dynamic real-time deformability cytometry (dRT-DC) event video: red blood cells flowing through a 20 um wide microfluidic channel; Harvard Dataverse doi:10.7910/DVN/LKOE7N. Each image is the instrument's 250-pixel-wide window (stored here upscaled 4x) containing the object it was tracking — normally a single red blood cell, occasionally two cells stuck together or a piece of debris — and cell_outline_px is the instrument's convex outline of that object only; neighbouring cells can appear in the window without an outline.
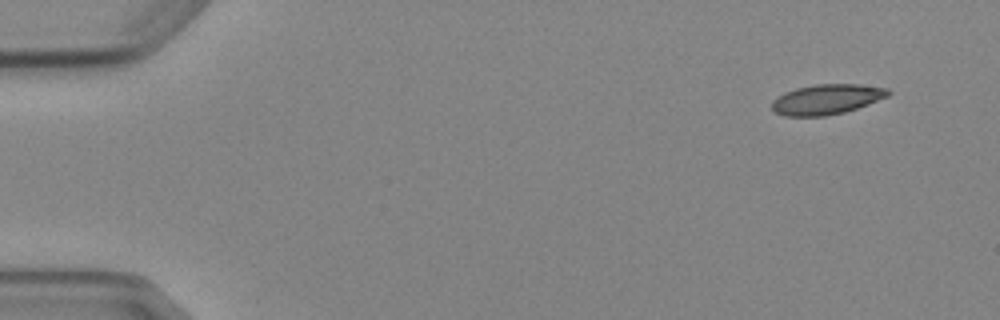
{"species": "Egyptian fruit bat (a non-hibernating species)", "species_latin": "Rousettus aegyptiacus", "temperature_condition": "cold", "stored_images_in_passage": 5, "camera_frame_rate_fps": 3000, "um_per_image_px": 0.085, "animal": {"sex": "female"}, "frame": {"image": 1, "passage_image": 1, "time_ms": 0.0, "image_size_px": [1000, 320], "cell_outline_px": [[892, 92], [888, 96], [868, 104], [844, 112], [824, 116], [784, 116], [776, 112], [772, 108], [772, 100], [784, 92], [796, 88], [816, 84], [860, 84], [888, 88]], "centroid_in_image_um": [70.27, 8.43], "position_along_channel_um": 14.7, "area_um2": 20.4}}
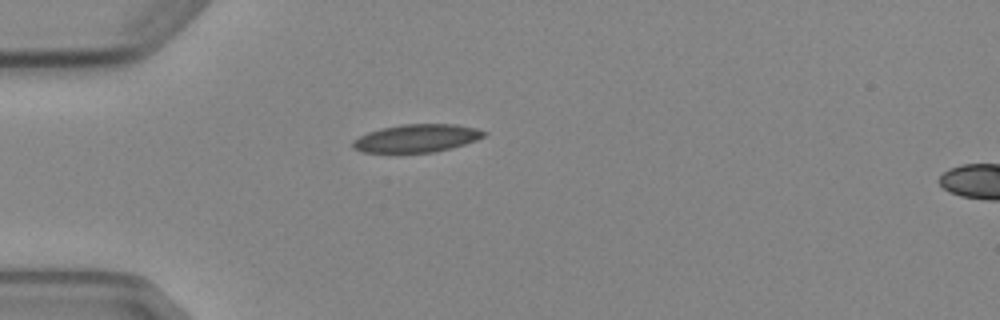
{"frame": {"image": 2, "passage_image": 4, "time_ms": 3.667, "image_size_px": [1000, 320], "cell_outline_px": [[488, 132], [484, 136], [476, 140], [464, 144], [432, 152], [360, 152], [352, 148], [352, 140], [368, 132], [380, 128], [400, 124], [456, 124], [476, 128]], "centroid_in_image_um": [35.39, 11.74], "position_along_channel_um": 49.6, "area_um2": 21.27}}